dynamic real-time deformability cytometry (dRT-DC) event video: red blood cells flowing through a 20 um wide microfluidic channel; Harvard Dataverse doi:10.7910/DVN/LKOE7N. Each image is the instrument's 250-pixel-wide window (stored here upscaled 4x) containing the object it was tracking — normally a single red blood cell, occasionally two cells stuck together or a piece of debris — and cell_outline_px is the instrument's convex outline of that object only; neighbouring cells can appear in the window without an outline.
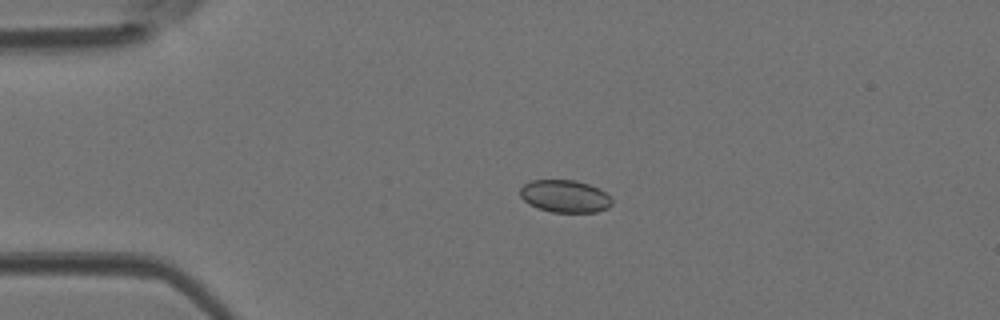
{"species": "Egyptian fruit bat (a non-hibernating species)", "species_latin": "Rousettus aegyptiacus", "temperature_condition": "room temperature", "stored_images_in_passage": 37, "camera_frame_rate_fps": 3000, "um_per_image_px": 0.085, "animal": {"sex": "female"}, "frame": {"image": 1, "passage_image": 1, "time_ms": 0.0, "image_size_px": [1000, 320], "cell_outline_px": [[612, 204], [608, 208], [596, 212], [552, 212], [536, 208], [528, 204], [520, 196], [520, 188], [524, 184], [532, 180], [576, 180], [588, 184], [604, 192], [612, 200]], "centroid_in_image_um": [47.98, 16.68], "position_along_channel_um": 37.0, "area_um2": 17.34}}
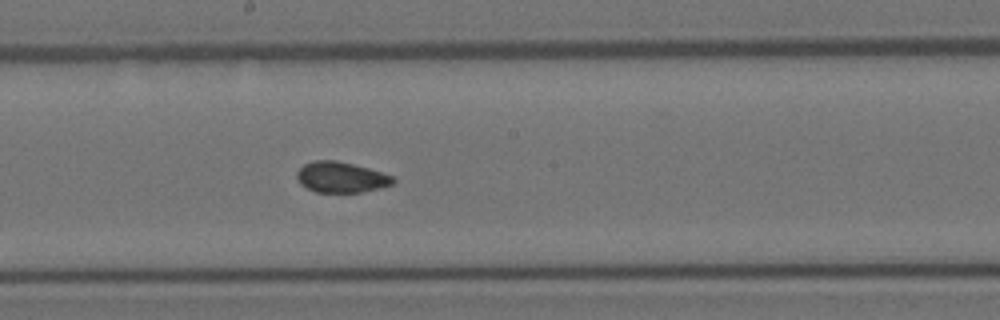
{"frame": {"image": 2, "passage_image": 16, "time_ms": 5.0, "image_size_px": [1000, 320], "cell_outline_px": [[396, 180], [392, 184], [380, 188], [360, 192], [316, 192], [300, 184], [296, 176], [296, 172], [304, 164], [316, 160], [336, 160], [368, 168], [392, 176]], "centroid_in_image_um": [28.97, 15.06], "position_along_channel_um": 219.2, "area_um2": 17.05}}
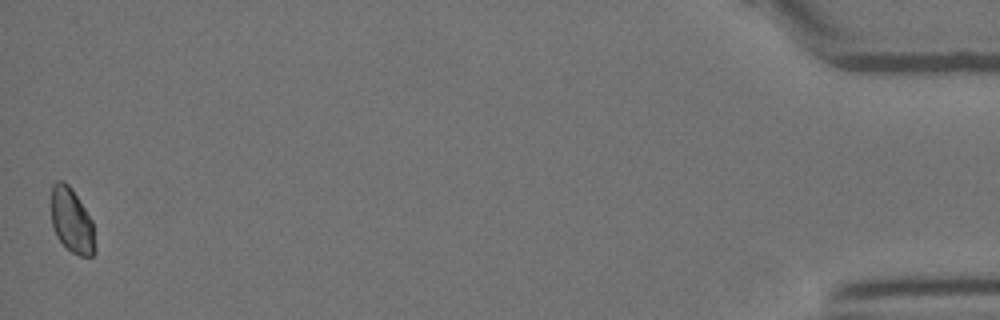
{"frame": {"image": 3, "passage_image": 37, "time_ms": 12.0, "image_size_px": [1000, 320], "cell_outline_px": [[96, 252], [92, 256], [80, 256], [72, 252], [56, 236], [52, 224], [52, 184], [56, 180], [64, 180], [72, 188], [92, 220], [96, 248]], "centroid_in_image_um": [6.11, 18.75], "position_along_channel_um": 429.1, "area_um2": 16.53}}